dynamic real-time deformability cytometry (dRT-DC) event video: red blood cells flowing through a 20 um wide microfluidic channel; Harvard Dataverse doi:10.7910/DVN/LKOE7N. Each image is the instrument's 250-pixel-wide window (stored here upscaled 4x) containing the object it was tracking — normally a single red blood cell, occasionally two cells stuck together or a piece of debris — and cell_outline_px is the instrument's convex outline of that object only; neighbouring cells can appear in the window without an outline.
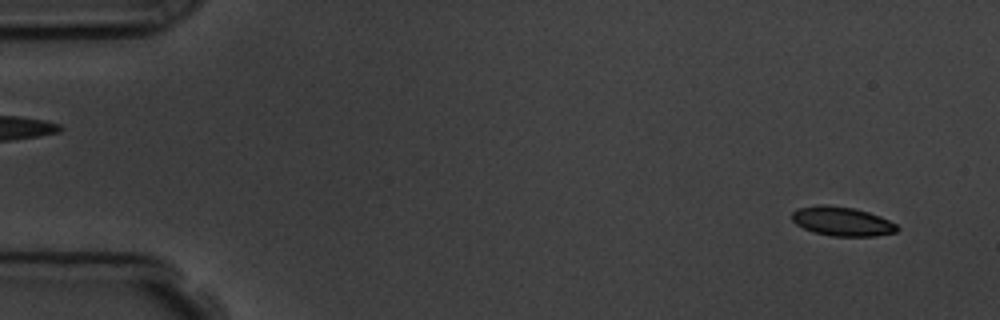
{"species": "common noctule bat (a hibernating species)", "species_latin": "Nyctalus noctula", "temperature_condition": "room temperature", "stored_images_in_passage": 4, "segment_of_instrument_passage": [2, 2], "camera_frame_rate_fps": 3000, "um_per_image_px": 0.085, "animal": {"sex": "male", "body_mass_g": 19.5, "forearm_length_mm": 54.6}, "frame": {"image": 1, "passage_image": 4, "time_ms": 4.333, "image_size_px": [1000, 320], "cell_outline_px": [[900, 228], [896, 232], [876, 236], [832, 236], [812, 232], [796, 224], [792, 220], [792, 212], [796, 208], [820, 204], [824, 204], [856, 208], [880, 216], [896, 224]], "centroid_in_image_um": [71.56, 18.81], "position_along_channel_um": 13.4, "area_um2": 18.03}}